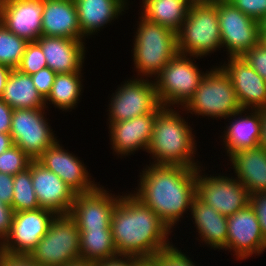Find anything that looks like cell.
Returning <instances> with one entry per match:
<instances>
[{
  "label": "cell",
  "mask_w": 266,
  "mask_h": 266,
  "mask_svg": "<svg viewBox=\"0 0 266 266\" xmlns=\"http://www.w3.org/2000/svg\"><path fill=\"white\" fill-rule=\"evenodd\" d=\"M142 169L138 186L131 193L150 207L172 232L176 231L183 217L190 213L196 197L197 169L154 164H146Z\"/></svg>",
  "instance_id": "1"
},
{
  "label": "cell",
  "mask_w": 266,
  "mask_h": 266,
  "mask_svg": "<svg viewBox=\"0 0 266 266\" xmlns=\"http://www.w3.org/2000/svg\"><path fill=\"white\" fill-rule=\"evenodd\" d=\"M126 192L123 191L119 197L111 218L117 253L153 258L159 250L172 243V231L150 207L130 191Z\"/></svg>",
  "instance_id": "2"
},
{
  "label": "cell",
  "mask_w": 266,
  "mask_h": 266,
  "mask_svg": "<svg viewBox=\"0 0 266 266\" xmlns=\"http://www.w3.org/2000/svg\"><path fill=\"white\" fill-rule=\"evenodd\" d=\"M183 112L182 108L163 107L156 114L152 138L147 148L149 158L152 159L149 160L150 164L181 165L196 169L203 165L196 159L199 154L195 130Z\"/></svg>",
  "instance_id": "3"
},
{
  "label": "cell",
  "mask_w": 266,
  "mask_h": 266,
  "mask_svg": "<svg viewBox=\"0 0 266 266\" xmlns=\"http://www.w3.org/2000/svg\"><path fill=\"white\" fill-rule=\"evenodd\" d=\"M137 20L131 46L133 70L137 73L135 77L153 80L178 53L177 33L141 14Z\"/></svg>",
  "instance_id": "4"
},
{
  "label": "cell",
  "mask_w": 266,
  "mask_h": 266,
  "mask_svg": "<svg viewBox=\"0 0 266 266\" xmlns=\"http://www.w3.org/2000/svg\"><path fill=\"white\" fill-rule=\"evenodd\" d=\"M178 53L207 57L222 50L217 6L193 1L181 29L177 32Z\"/></svg>",
  "instance_id": "5"
},
{
  "label": "cell",
  "mask_w": 266,
  "mask_h": 266,
  "mask_svg": "<svg viewBox=\"0 0 266 266\" xmlns=\"http://www.w3.org/2000/svg\"><path fill=\"white\" fill-rule=\"evenodd\" d=\"M216 63L204 76L193 96L182 107L187 119L193 116L224 121L241 110L233 84L225 71Z\"/></svg>",
  "instance_id": "6"
},
{
  "label": "cell",
  "mask_w": 266,
  "mask_h": 266,
  "mask_svg": "<svg viewBox=\"0 0 266 266\" xmlns=\"http://www.w3.org/2000/svg\"><path fill=\"white\" fill-rule=\"evenodd\" d=\"M200 58L177 53L153 79L163 107L182 108L193 96L209 71L199 69L195 59Z\"/></svg>",
  "instance_id": "7"
},
{
  "label": "cell",
  "mask_w": 266,
  "mask_h": 266,
  "mask_svg": "<svg viewBox=\"0 0 266 266\" xmlns=\"http://www.w3.org/2000/svg\"><path fill=\"white\" fill-rule=\"evenodd\" d=\"M28 257L39 266H65L80 259V231L69 215H56Z\"/></svg>",
  "instance_id": "8"
},
{
  "label": "cell",
  "mask_w": 266,
  "mask_h": 266,
  "mask_svg": "<svg viewBox=\"0 0 266 266\" xmlns=\"http://www.w3.org/2000/svg\"><path fill=\"white\" fill-rule=\"evenodd\" d=\"M108 98L107 123L121 122L148 113H158L160 104L155 83L148 78L124 80Z\"/></svg>",
  "instance_id": "9"
},
{
  "label": "cell",
  "mask_w": 266,
  "mask_h": 266,
  "mask_svg": "<svg viewBox=\"0 0 266 266\" xmlns=\"http://www.w3.org/2000/svg\"><path fill=\"white\" fill-rule=\"evenodd\" d=\"M205 169V165L197 168L196 197L200 201L226 217L249 204L250 194L235 176L221 172L208 174Z\"/></svg>",
  "instance_id": "10"
},
{
  "label": "cell",
  "mask_w": 266,
  "mask_h": 266,
  "mask_svg": "<svg viewBox=\"0 0 266 266\" xmlns=\"http://www.w3.org/2000/svg\"><path fill=\"white\" fill-rule=\"evenodd\" d=\"M47 111L50 110L46 108L13 109L10 129L12 141L31 160H38L43 152L58 140V136H55V131L49 124Z\"/></svg>",
  "instance_id": "11"
},
{
  "label": "cell",
  "mask_w": 266,
  "mask_h": 266,
  "mask_svg": "<svg viewBox=\"0 0 266 266\" xmlns=\"http://www.w3.org/2000/svg\"><path fill=\"white\" fill-rule=\"evenodd\" d=\"M222 49L228 57H242L260 43L259 21L229 3H216ZM226 49V50H224Z\"/></svg>",
  "instance_id": "12"
},
{
  "label": "cell",
  "mask_w": 266,
  "mask_h": 266,
  "mask_svg": "<svg viewBox=\"0 0 266 266\" xmlns=\"http://www.w3.org/2000/svg\"><path fill=\"white\" fill-rule=\"evenodd\" d=\"M55 216L44 208L15 212L10 233L0 245V252L28 256L47 233Z\"/></svg>",
  "instance_id": "13"
},
{
  "label": "cell",
  "mask_w": 266,
  "mask_h": 266,
  "mask_svg": "<svg viewBox=\"0 0 266 266\" xmlns=\"http://www.w3.org/2000/svg\"><path fill=\"white\" fill-rule=\"evenodd\" d=\"M227 251L236 261L260 256L266 250V241L253 207L248 204L227 220Z\"/></svg>",
  "instance_id": "14"
},
{
  "label": "cell",
  "mask_w": 266,
  "mask_h": 266,
  "mask_svg": "<svg viewBox=\"0 0 266 266\" xmlns=\"http://www.w3.org/2000/svg\"><path fill=\"white\" fill-rule=\"evenodd\" d=\"M102 184L93 191L77 193L70 211L79 230H112L111 218L121 196Z\"/></svg>",
  "instance_id": "15"
},
{
  "label": "cell",
  "mask_w": 266,
  "mask_h": 266,
  "mask_svg": "<svg viewBox=\"0 0 266 266\" xmlns=\"http://www.w3.org/2000/svg\"><path fill=\"white\" fill-rule=\"evenodd\" d=\"M58 139L47 148L38 161L50 171L54 172L76 193L93 191L100 182H95L94 177L88 172L84 161L75 153L65 149ZM98 183V184H97Z\"/></svg>",
  "instance_id": "16"
},
{
  "label": "cell",
  "mask_w": 266,
  "mask_h": 266,
  "mask_svg": "<svg viewBox=\"0 0 266 266\" xmlns=\"http://www.w3.org/2000/svg\"><path fill=\"white\" fill-rule=\"evenodd\" d=\"M156 114L148 113L126 121L106 123L109 130L110 148L114 156L126 159V156L134 155L136 151L147 152Z\"/></svg>",
  "instance_id": "17"
},
{
  "label": "cell",
  "mask_w": 266,
  "mask_h": 266,
  "mask_svg": "<svg viewBox=\"0 0 266 266\" xmlns=\"http://www.w3.org/2000/svg\"><path fill=\"white\" fill-rule=\"evenodd\" d=\"M226 59L218 65L229 76L242 109L266 107V81L264 78L243 57H227Z\"/></svg>",
  "instance_id": "18"
},
{
  "label": "cell",
  "mask_w": 266,
  "mask_h": 266,
  "mask_svg": "<svg viewBox=\"0 0 266 266\" xmlns=\"http://www.w3.org/2000/svg\"><path fill=\"white\" fill-rule=\"evenodd\" d=\"M33 188L40 208L56 215L70 214L76 192L38 160L31 161Z\"/></svg>",
  "instance_id": "19"
},
{
  "label": "cell",
  "mask_w": 266,
  "mask_h": 266,
  "mask_svg": "<svg viewBox=\"0 0 266 266\" xmlns=\"http://www.w3.org/2000/svg\"><path fill=\"white\" fill-rule=\"evenodd\" d=\"M44 0H0V23L28 42L42 36Z\"/></svg>",
  "instance_id": "20"
},
{
  "label": "cell",
  "mask_w": 266,
  "mask_h": 266,
  "mask_svg": "<svg viewBox=\"0 0 266 266\" xmlns=\"http://www.w3.org/2000/svg\"><path fill=\"white\" fill-rule=\"evenodd\" d=\"M226 119L228 123L223 126V134L218 138L223 141L222 148L227 158L238 150L258 147L262 127L261 109H241Z\"/></svg>",
  "instance_id": "21"
},
{
  "label": "cell",
  "mask_w": 266,
  "mask_h": 266,
  "mask_svg": "<svg viewBox=\"0 0 266 266\" xmlns=\"http://www.w3.org/2000/svg\"><path fill=\"white\" fill-rule=\"evenodd\" d=\"M37 42L41 46L47 66L56 74L83 72L88 52L85 41L40 36Z\"/></svg>",
  "instance_id": "22"
},
{
  "label": "cell",
  "mask_w": 266,
  "mask_h": 266,
  "mask_svg": "<svg viewBox=\"0 0 266 266\" xmlns=\"http://www.w3.org/2000/svg\"><path fill=\"white\" fill-rule=\"evenodd\" d=\"M74 2L79 27L85 39L97 35L111 22L114 23L121 15H125L130 6L129 0H74Z\"/></svg>",
  "instance_id": "23"
},
{
  "label": "cell",
  "mask_w": 266,
  "mask_h": 266,
  "mask_svg": "<svg viewBox=\"0 0 266 266\" xmlns=\"http://www.w3.org/2000/svg\"><path fill=\"white\" fill-rule=\"evenodd\" d=\"M189 218L198 232L196 240L210 249L227 251V220L216 209L204 204L197 197L192 201ZM194 220V221H193ZM200 238V239H199ZM204 242V243H203Z\"/></svg>",
  "instance_id": "24"
},
{
  "label": "cell",
  "mask_w": 266,
  "mask_h": 266,
  "mask_svg": "<svg viewBox=\"0 0 266 266\" xmlns=\"http://www.w3.org/2000/svg\"><path fill=\"white\" fill-rule=\"evenodd\" d=\"M42 36L85 41L74 0H44Z\"/></svg>",
  "instance_id": "25"
},
{
  "label": "cell",
  "mask_w": 266,
  "mask_h": 266,
  "mask_svg": "<svg viewBox=\"0 0 266 266\" xmlns=\"http://www.w3.org/2000/svg\"><path fill=\"white\" fill-rule=\"evenodd\" d=\"M236 179L249 194L266 192V150L262 147L238 150L228 157Z\"/></svg>",
  "instance_id": "26"
},
{
  "label": "cell",
  "mask_w": 266,
  "mask_h": 266,
  "mask_svg": "<svg viewBox=\"0 0 266 266\" xmlns=\"http://www.w3.org/2000/svg\"><path fill=\"white\" fill-rule=\"evenodd\" d=\"M141 1V0H140ZM192 0H142L140 12L147 20L170 28L174 32L181 29Z\"/></svg>",
  "instance_id": "27"
},
{
  "label": "cell",
  "mask_w": 266,
  "mask_h": 266,
  "mask_svg": "<svg viewBox=\"0 0 266 266\" xmlns=\"http://www.w3.org/2000/svg\"><path fill=\"white\" fill-rule=\"evenodd\" d=\"M0 99L12 109L46 108L30 75L12 69Z\"/></svg>",
  "instance_id": "28"
},
{
  "label": "cell",
  "mask_w": 266,
  "mask_h": 266,
  "mask_svg": "<svg viewBox=\"0 0 266 266\" xmlns=\"http://www.w3.org/2000/svg\"><path fill=\"white\" fill-rule=\"evenodd\" d=\"M83 74V72L56 74L51 92L45 99L46 109L48 110V106L53 105L62 110L61 112L69 113L75 110L84 92Z\"/></svg>",
  "instance_id": "29"
},
{
  "label": "cell",
  "mask_w": 266,
  "mask_h": 266,
  "mask_svg": "<svg viewBox=\"0 0 266 266\" xmlns=\"http://www.w3.org/2000/svg\"><path fill=\"white\" fill-rule=\"evenodd\" d=\"M80 259L98 262L117 256L112 230H79Z\"/></svg>",
  "instance_id": "30"
},
{
  "label": "cell",
  "mask_w": 266,
  "mask_h": 266,
  "mask_svg": "<svg viewBox=\"0 0 266 266\" xmlns=\"http://www.w3.org/2000/svg\"><path fill=\"white\" fill-rule=\"evenodd\" d=\"M11 207L14 212L36 210L40 208L31 176V162L28 168L14 176Z\"/></svg>",
  "instance_id": "31"
},
{
  "label": "cell",
  "mask_w": 266,
  "mask_h": 266,
  "mask_svg": "<svg viewBox=\"0 0 266 266\" xmlns=\"http://www.w3.org/2000/svg\"><path fill=\"white\" fill-rule=\"evenodd\" d=\"M28 41L18 37L0 23V63L16 69Z\"/></svg>",
  "instance_id": "32"
},
{
  "label": "cell",
  "mask_w": 266,
  "mask_h": 266,
  "mask_svg": "<svg viewBox=\"0 0 266 266\" xmlns=\"http://www.w3.org/2000/svg\"><path fill=\"white\" fill-rule=\"evenodd\" d=\"M46 67H48L47 61L40 44L37 41L28 42L25 52L16 69L31 76Z\"/></svg>",
  "instance_id": "33"
},
{
  "label": "cell",
  "mask_w": 266,
  "mask_h": 266,
  "mask_svg": "<svg viewBox=\"0 0 266 266\" xmlns=\"http://www.w3.org/2000/svg\"><path fill=\"white\" fill-rule=\"evenodd\" d=\"M32 160L16 145L0 154V172L15 176L28 168Z\"/></svg>",
  "instance_id": "34"
},
{
  "label": "cell",
  "mask_w": 266,
  "mask_h": 266,
  "mask_svg": "<svg viewBox=\"0 0 266 266\" xmlns=\"http://www.w3.org/2000/svg\"><path fill=\"white\" fill-rule=\"evenodd\" d=\"M182 251L181 248L176 247L172 242L166 248L159 250L153 259L159 266H197V262L194 263L192 258Z\"/></svg>",
  "instance_id": "35"
},
{
  "label": "cell",
  "mask_w": 266,
  "mask_h": 266,
  "mask_svg": "<svg viewBox=\"0 0 266 266\" xmlns=\"http://www.w3.org/2000/svg\"><path fill=\"white\" fill-rule=\"evenodd\" d=\"M230 3L257 21L266 16V0H231Z\"/></svg>",
  "instance_id": "36"
},
{
  "label": "cell",
  "mask_w": 266,
  "mask_h": 266,
  "mask_svg": "<svg viewBox=\"0 0 266 266\" xmlns=\"http://www.w3.org/2000/svg\"><path fill=\"white\" fill-rule=\"evenodd\" d=\"M242 57L266 81V48L259 43Z\"/></svg>",
  "instance_id": "37"
},
{
  "label": "cell",
  "mask_w": 266,
  "mask_h": 266,
  "mask_svg": "<svg viewBox=\"0 0 266 266\" xmlns=\"http://www.w3.org/2000/svg\"><path fill=\"white\" fill-rule=\"evenodd\" d=\"M55 76L56 73L49 67L41 69L37 73L31 75L36 90L44 100L51 92Z\"/></svg>",
  "instance_id": "38"
},
{
  "label": "cell",
  "mask_w": 266,
  "mask_h": 266,
  "mask_svg": "<svg viewBox=\"0 0 266 266\" xmlns=\"http://www.w3.org/2000/svg\"><path fill=\"white\" fill-rule=\"evenodd\" d=\"M249 204L253 207L256 213V217L266 241V192L250 194Z\"/></svg>",
  "instance_id": "39"
},
{
  "label": "cell",
  "mask_w": 266,
  "mask_h": 266,
  "mask_svg": "<svg viewBox=\"0 0 266 266\" xmlns=\"http://www.w3.org/2000/svg\"><path fill=\"white\" fill-rule=\"evenodd\" d=\"M14 213L15 212L11 206L0 201V245L10 233Z\"/></svg>",
  "instance_id": "40"
},
{
  "label": "cell",
  "mask_w": 266,
  "mask_h": 266,
  "mask_svg": "<svg viewBox=\"0 0 266 266\" xmlns=\"http://www.w3.org/2000/svg\"><path fill=\"white\" fill-rule=\"evenodd\" d=\"M14 176L0 172V201L11 206L13 198Z\"/></svg>",
  "instance_id": "41"
},
{
  "label": "cell",
  "mask_w": 266,
  "mask_h": 266,
  "mask_svg": "<svg viewBox=\"0 0 266 266\" xmlns=\"http://www.w3.org/2000/svg\"><path fill=\"white\" fill-rule=\"evenodd\" d=\"M143 258L132 255H117L96 262L97 266H138Z\"/></svg>",
  "instance_id": "42"
},
{
  "label": "cell",
  "mask_w": 266,
  "mask_h": 266,
  "mask_svg": "<svg viewBox=\"0 0 266 266\" xmlns=\"http://www.w3.org/2000/svg\"><path fill=\"white\" fill-rule=\"evenodd\" d=\"M0 266H39L28 256L10 255L0 252Z\"/></svg>",
  "instance_id": "43"
},
{
  "label": "cell",
  "mask_w": 266,
  "mask_h": 266,
  "mask_svg": "<svg viewBox=\"0 0 266 266\" xmlns=\"http://www.w3.org/2000/svg\"><path fill=\"white\" fill-rule=\"evenodd\" d=\"M13 109L0 99V133H10Z\"/></svg>",
  "instance_id": "44"
},
{
  "label": "cell",
  "mask_w": 266,
  "mask_h": 266,
  "mask_svg": "<svg viewBox=\"0 0 266 266\" xmlns=\"http://www.w3.org/2000/svg\"><path fill=\"white\" fill-rule=\"evenodd\" d=\"M11 71H12L11 67L0 63V97L3 94L5 85L7 83Z\"/></svg>",
  "instance_id": "45"
},
{
  "label": "cell",
  "mask_w": 266,
  "mask_h": 266,
  "mask_svg": "<svg viewBox=\"0 0 266 266\" xmlns=\"http://www.w3.org/2000/svg\"><path fill=\"white\" fill-rule=\"evenodd\" d=\"M261 126V135L258 147H262L266 150V107L261 109Z\"/></svg>",
  "instance_id": "46"
},
{
  "label": "cell",
  "mask_w": 266,
  "mask_h": 266,
  "mask_svg": "<svg viewBox=\"0 0 266 266\" xmlns=\"http://www.w3.org/2000/svg\"><path fill=\"white\" fill-rule=\"evenodd\" d=\"M13 145L14 143L12 141L10 133H0V154L5 152Z\"/></svg>",
  "instance_id": "47"
},
{
  "label": "cell",
  "mask_w": 266,
  "mask_h": 266,
  "mask_svg": "<svg viewBox=\"0 0 266 266\" xmlns=\"http://www.w3.org/2000/svg\"><path fill=\"white\" fill-rule=\"evenodd\" d=\"M65 266H97V264L96 262L93 261H87L85 259H77L68 263Z\"/></svg>",
  "instance_id": "48"
},
{
  "label": "cell",
  "mask_w": 266,
  "mask_h": 266,
  "mask_svg": "<svg viewBox=\"0 0 266 266\" xmlns=\"http://www.w3.org/2000/svg\"><path fill=\"white\" fill-rule=\"evenodd\" d=\"M138 266H159V264L153 258H143Z\"/></svg>",
  "instance_id": "49"
},
{
  "label": "cell",
  "mask_w": 266,
  "mask_h": 266,
  "mask_svg": "<svg viewBox=\"0 0 266 266\" xmlns=\"http://www.w3.org/2000/svg\"><path fill=\"white\" fill-rule=\"evenodd\" d=\"M203 2H207V3H229L231 2V0H202Z\"/></svg>",
  "instance_id": "50"
},
{
  "label": "cell",
  "mask_w": 266,
  "mask_h": 266,
  "mask_svg": "<svg viewBox=\"0 0 266 266\" xmlns=\"http://www.w3.org/2000/svg\"><path fill=\"white\" fill-rule=\"evenodd\" d=\"M260 44L266 48V35H260Z\"/></svg>",
  "instance_id": "51"
}]
</instances>
